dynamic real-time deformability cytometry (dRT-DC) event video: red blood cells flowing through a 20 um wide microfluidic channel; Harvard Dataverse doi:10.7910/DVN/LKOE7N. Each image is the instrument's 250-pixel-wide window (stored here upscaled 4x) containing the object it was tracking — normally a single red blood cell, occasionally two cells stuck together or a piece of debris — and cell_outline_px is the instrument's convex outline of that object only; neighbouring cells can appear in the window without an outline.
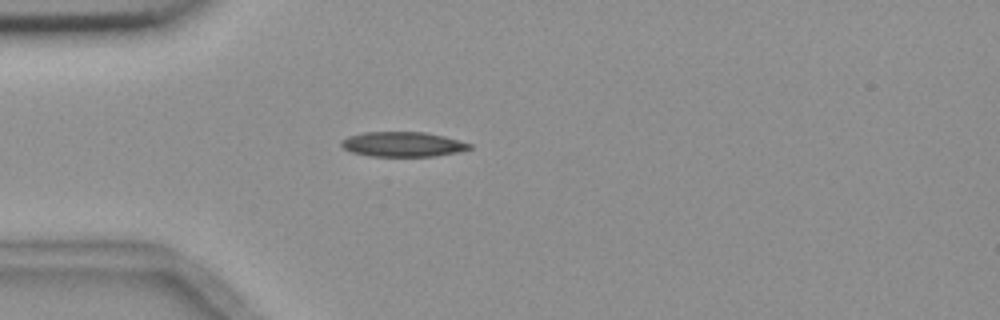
{"species": "common noctule bat (a hibernating species)", "species_latin": "Nyctalus noctula", "temperature_condition": "room temperature", "stored_images_in_passage": 41, "camera_frame_rate_fps": 3000, "um_per_image_px": 0.085, "animal": {"sex": "female", "body_mass_g": 18.4}, "frame": {"image": 1, "passage_image": 1, "time_ms": 0.0, "image_size_px": [1000, 320], "cell_outline_px": [[472, 148], [460, 152], [432, 156], [368, 156], [352, 152], [344, 148], [340, 144], [340, 140], [348, 136], [364, 132], [424, 132], [444, 136], [460, 140], [472, 144]], "centroid_in_image_um": [34.24, 12.26], "position_along_channel_um": 50.8, "area_um2": 18.67}}
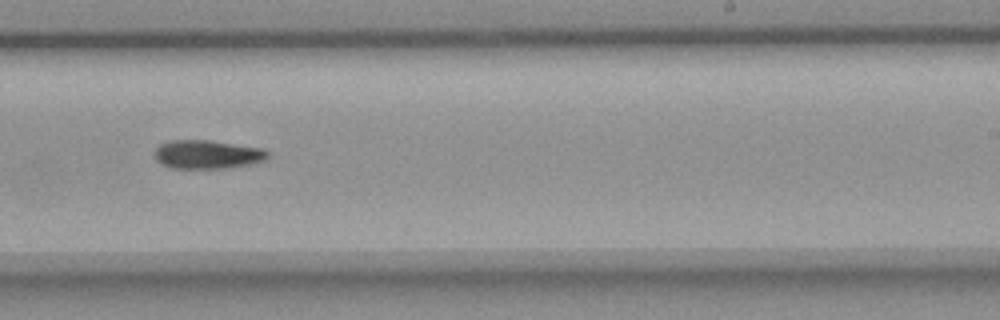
{"frame": {"image": 2, "passage_image": 20, "time_ms": 6.333, "image_size_px": [1000, 320], "cell_outline_px": [[268, 156], [264, 160], [248, 164], [224, 168], [172, 168], [156, 160], [156, 148], [160, 144], [168, 140], [208, 140], [264, 148], [268, 152]], "centroid_in_image_um": [17.62, 13.11], "position_along_channel_um": 271.4, "area_um2": 18.67}}
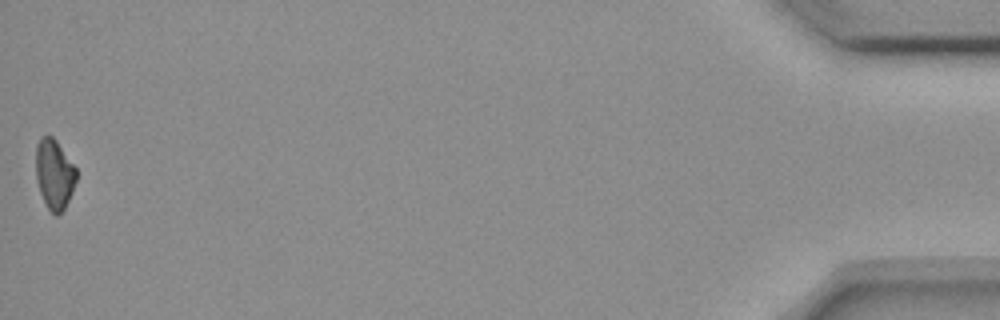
{"frame": {"image": 3, "passage_image": 41, "time_ms": 13.333, "image_size_px": [1000, 320], "cell_outline_px": [[76, 180], [72, 192], [64, 208], [56, 216], [48, 208], [40, 192], [36, 180], [36, 144], [40, 136], [52, 136], [56, 140], [76, 168]], "centroid_in_image_um": [4.6, 14.77], "position_along_channel_um": 430.6, "area_um2": 16.3}}